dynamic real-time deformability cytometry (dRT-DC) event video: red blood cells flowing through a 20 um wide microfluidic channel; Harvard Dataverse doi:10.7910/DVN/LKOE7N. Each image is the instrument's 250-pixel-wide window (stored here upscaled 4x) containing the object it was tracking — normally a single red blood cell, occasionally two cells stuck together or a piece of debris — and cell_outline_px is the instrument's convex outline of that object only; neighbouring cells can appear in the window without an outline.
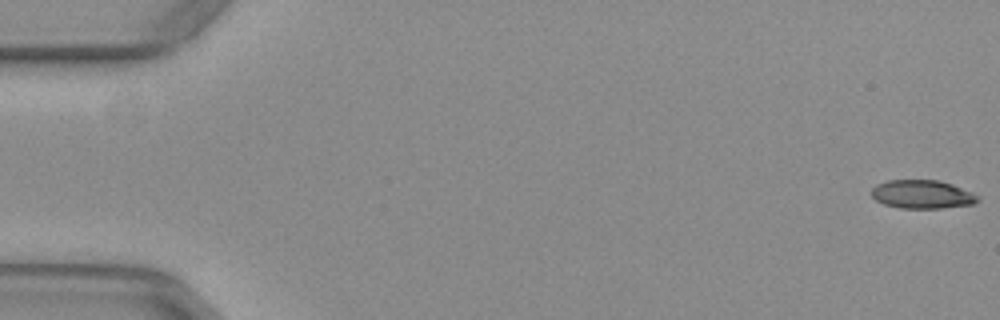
{"species": "common noctule bat (a hibernating species)", "species_latin": "Nyctalus noctula", "temperature_condition": "warm", "stored_images_in_passage": 53, "camera_frame_rate_fps": 3000, "um_per_image_px": 0.085, "animal": {"sex": "female", "body_mass_g": 29.2, "forearm_length_mm": 56.3}, "frame": {"image": 1, "passage_image": 1, "time_ms": 0.0, "image_size_px": [1000, 320], "cell_outline_px": [[980, 200], [972, 204], [940, 208], [900, 208], [884, 204], [876, 200], [872, 196], [872, 188], [876, 184], [888, 180], [940, 180], [952, 184], [972, 192], [980, 196]], "centroid_in_image_um": [78.4, 16.51], "position_along_channel_um": 6.6, "area_um2": 17.69}}
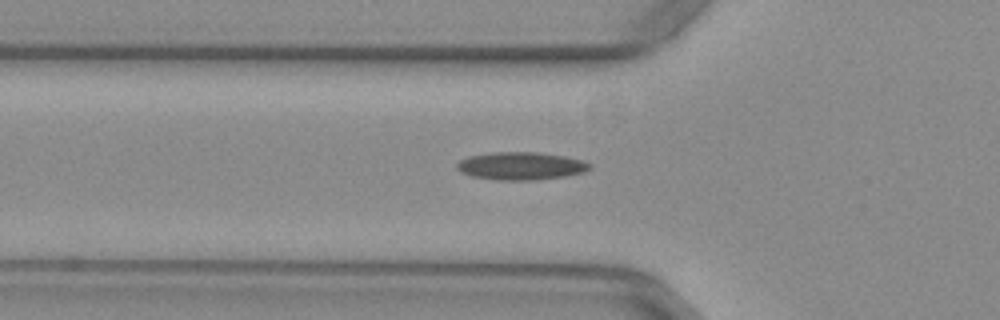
{"frame": {"image": 2, "passage_image": 19, "time_ms": 6.0, "image_size_px": [1000, 320], "cell_outline_px": [[592, 168], [584, 172], [564, 176], [536, 180], [496, 180], [472, 176], [460, 172], [456, 168], [456, 164], [460, 160], [468, 156], [492, 152], [536, 152], [564, 156], [580, 160], [588, 164]], "centroid_in_image_um": [44.22, 14.11], "position_along_channel_um": 81.6, "area_um2": 21.44}}
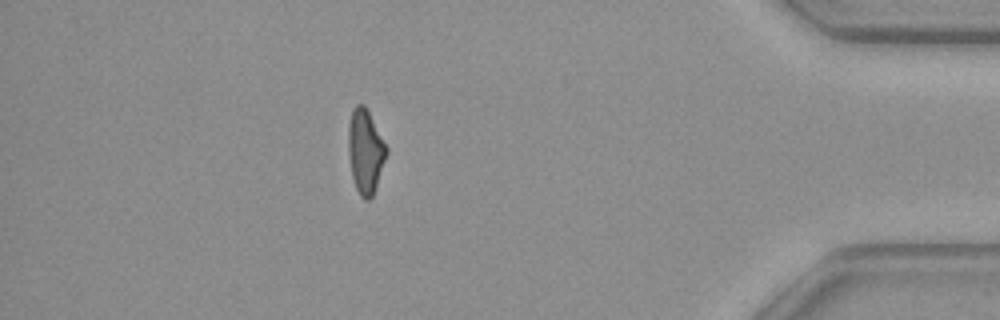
{"frame": {"image": 3, "passage_image": 47, "time_ms": 15.333, "image_size_px": [1000, 320], "cell_outline_px": [[388, 152], [372, 196], [368, 200], [364, 200], [360, 196], [356, 188], [352, 176], [348, 152], [348, 124], [352, 108], [356, 104], [364, 104], [388, 148]], "centroid_in_image_um": [31.04, 12.84], "position_along_channel_um": 404.2, "area_um2": 18.61}, "authors_computed_cell_mechanics": {"area_um2": 19.363, "velocity_mm_per_s": 3.9629, "shape_relaxation_time_tau1_ms": null, "shape_relaxation_time_tau2_ms": 1.9888, "deformation_change_tau1": null, "deformation_change_tau2": 0.1034}}